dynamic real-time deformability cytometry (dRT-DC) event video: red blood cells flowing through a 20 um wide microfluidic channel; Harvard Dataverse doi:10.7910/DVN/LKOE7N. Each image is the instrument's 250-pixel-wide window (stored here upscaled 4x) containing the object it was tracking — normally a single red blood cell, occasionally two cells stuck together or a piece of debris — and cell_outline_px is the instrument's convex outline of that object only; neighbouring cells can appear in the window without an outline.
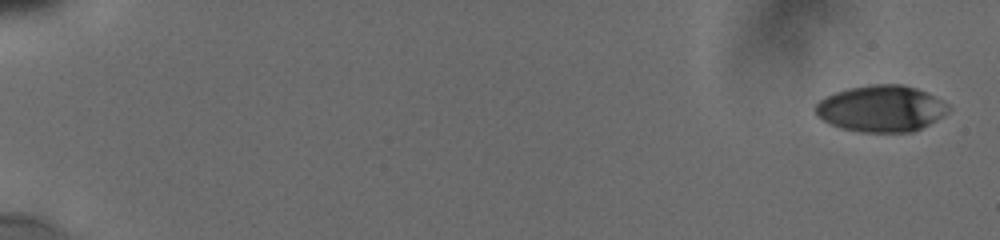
{"species": "human", "species_latin": "Homo sapiens", "temperature_condition": "cold", "stored_images_in_passage": 11, "camera_frame_rate_fps": 3000, "um_per_image_px": 0.085, "donor": {"sex": "male"}, "frame": {"image": 1, "passage_image": 1, "time_ms": 0.0, "image_size_px": [1000, 240], "cell_outline_px": [[952, 108], [948, 112], [936, 120], [912, 132], [860, 132], [840, 128], [828, 124], [816, 116], [816, 104], [820, 100], [836, 92], [848, 88], [872, 84], [904, 84], [916, 88], [948, 104]], "centroid_in_image_um": [74.88, 9.24], "position_along_channel_um": 10.1, "area_um2": 35.89}}
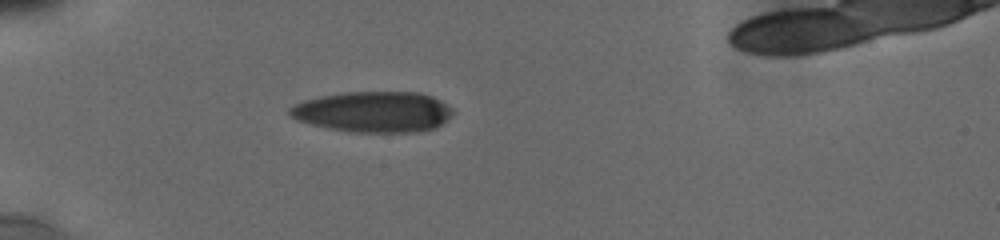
{"frame": {"image": 2, "passage_image": 9, "time_ms": 5.667, "image_size_px": [1000, 240], "cell_outline_px": [[452, 112], [448, 120], [436, 128], [416, 132], [348, 132], [328, 128], [296, 120], [288, 112], [288, 108], [292, 104], [304, 100], [320, 96], [344, 92], [416, 92], [432, 96], [440, 100], [452, 108]], "centroid_in_image_um": [31.72, 9.51], "position_along_channel_um": 53.3, "area_um2": 38.96}}